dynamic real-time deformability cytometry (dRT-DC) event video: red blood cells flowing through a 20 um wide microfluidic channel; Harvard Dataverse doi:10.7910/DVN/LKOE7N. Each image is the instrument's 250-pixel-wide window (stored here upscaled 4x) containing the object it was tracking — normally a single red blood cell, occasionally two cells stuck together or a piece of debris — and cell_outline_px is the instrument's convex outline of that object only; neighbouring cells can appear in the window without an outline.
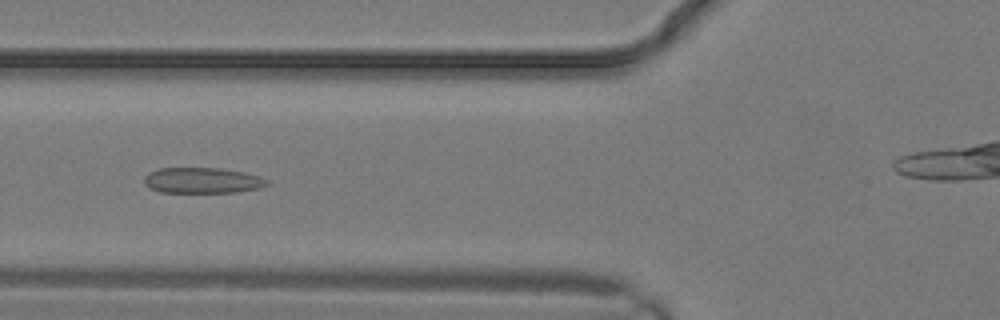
{"species": "common noctule bat (a hibernating species)", "species_latin": "Nyctalus noctula", "temperature_condition": "warm", "stored_images_in_passage": 15, "camera_frame_rate_fps": 3000, "um_per_image_px": 0.085, "animal": {"sex": "male", "body_mass_g": 19.2, "forearm_length_mm": 51.8}, "frame": {"image": 1, "passage_image": 9, "time_ms": 2.667, "image_size_px": [1000, 320], "cell_outline_px": [[268, 184], [260, 188], [236, 192], [160, 192], [148, 188], [144, 184], [144, 176], [148, 172], [160, 168], [224, 168], [244, 172], [260, 176], [268, 180]], "centroid_in_image_um": [17.18, 15.33], "position_along_channel_um": 108.6, "area_um2": 18.55}}
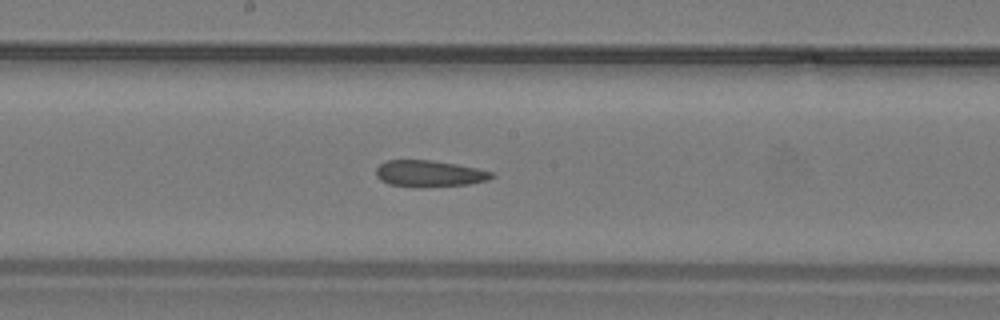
{"frame": {"image": 2, "passage_image": 13, "time_ms": 4.0, "image_size_px": [1000, 320], "cell_outline_px": [[496, 176], [488, 180], [468, 184], [388, 184], [380, 180], [376, 176], [376, 168], [380, 164], [388, 160], [432, 160], [456, 164], [476, 168], [492, 172]], "centroid_in_image_um": [36.5, 14.7], "position_along_channel_um": 211.7, "area_um2": 16.82}}
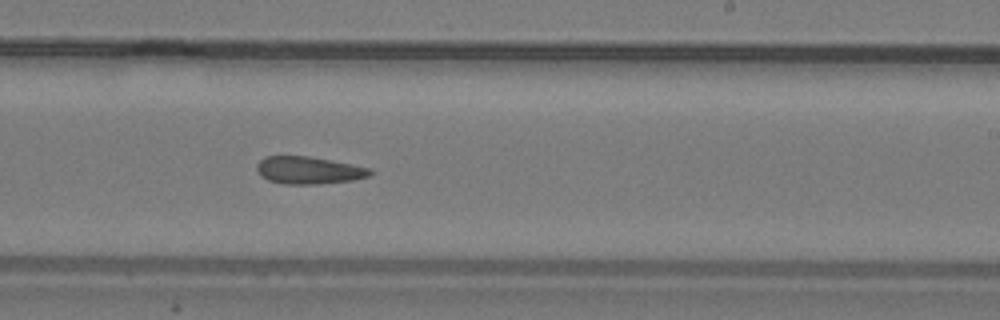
{"frame": {"image": 3, "passage_image": 15, "time_ms": 4.667, "image_size_px": [1000, 320], "cell_outline_px": [[372, 172], [368, 176], [352, 180], [316, 184], [284, 184], [268, 180], [260, 176], [256, 168], [256, 164], [264, 156], [308, 156], [332, 160], [372, 168]], "centroid_in_image_um": [26.21, 14.47], "position_along_channel_um": 262.8, "area_um2": 18.15}}